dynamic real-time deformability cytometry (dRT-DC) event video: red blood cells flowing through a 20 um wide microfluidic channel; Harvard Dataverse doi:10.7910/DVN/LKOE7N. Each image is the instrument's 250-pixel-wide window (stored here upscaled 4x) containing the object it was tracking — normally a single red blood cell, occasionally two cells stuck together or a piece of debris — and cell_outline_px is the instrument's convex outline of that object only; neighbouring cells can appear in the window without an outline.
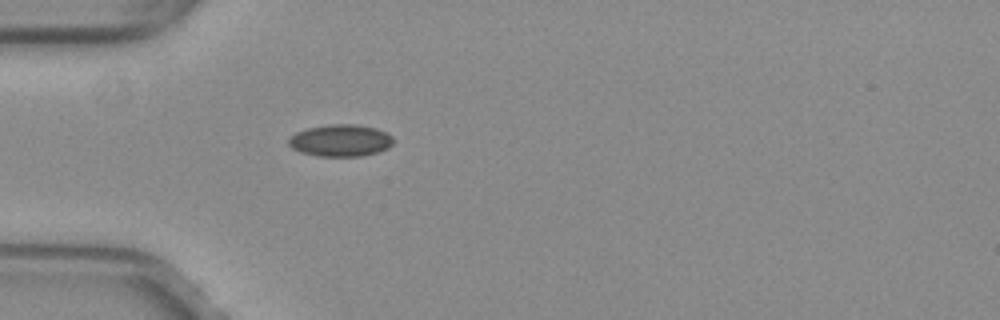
{"species": "common noctule bat (a hibernating species)", "species_latin": "Nyctalus noctula", "temperature_condition": "warm", "stored_images_in_passage": 37, "camera_frame_rate_fps": 3000, "um_per_image_px": 0.085, "animal": {"sex": "female", "body_mass_g": 29.2, "forearm_length_mm": 56.3}, "frame": {"image": 1, "passage_image": 1, "time_ms": 0.0, "image_size_px": [1000, 320], "cell_outline_px": [[392, 144], [388, 148], [376, 152], [360, 156], [320, 156], [300, 152], [292, 148], [288, 144], [288, 136], [296, 132], [308, 128], [328, 124], [356, 124], [376, 128], [388, 132], [392, 136]], "centroid_in_image_um": [28.93, 11.93], "position_along_channel_um": 56.1, "area_um2": 19.59}}
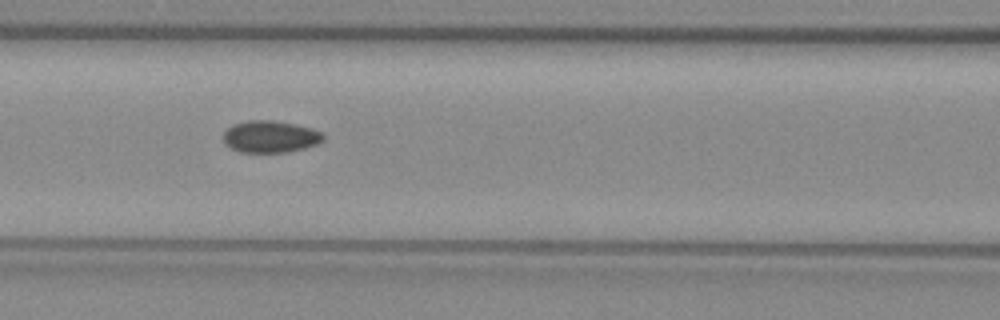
{"frame": {"image": 2, "passage_image": 8, "time_ms": 2.333, "image_size_px": [1000, 320], "cell_outline_px": [[324, 140], [316, 144], [304, 148], [288, 152], [240, 152], [224, 144], [224, 132], [232, 124], [248, 120], [272, 120], [312, 128], [320, 132], [324, 136]], "centroid_in_image_um": [22.95, 11.61], "position_along_channel_um": 143.6, "area_um2": 18.5}}
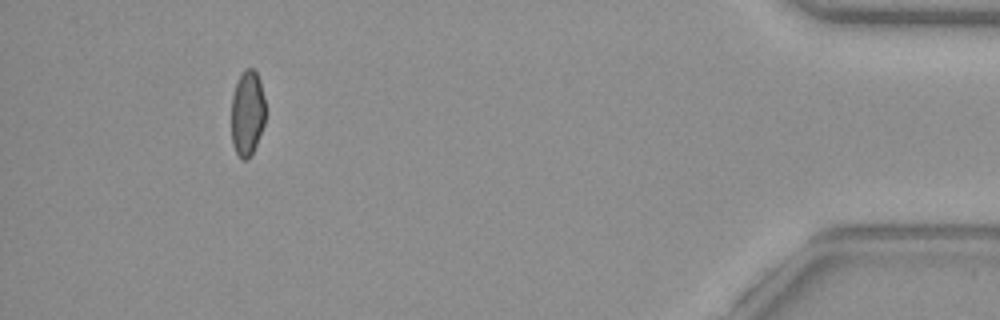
{"frame": {"image": 3, "passage_image": 33, "time_ms": 10.667, "image_size_px": [1000, 320], "cell_outline_px": [[264, 124], [256, 144], [248, 160], [244, 160], [236, 152], [232, 144], [232, 96], [236, 84], [244, 68], [252, 68], [256, 72], [260, 80], [264, 96]], "centroid_in_image_um": [21.02, 9.6], "position_along_channel_um": 414.2, "area_um2": 16.76}, "authors_computed_cell_mechanics": {"area_um2": 18.1492, "velocity_mm_per_s": 4.036, "shape_relaxation_time_tau1_ms": null, "shape_relaxation_time_tau2_ms": 2.0816, "deformation_change_tau1": null, "deformation_change_tau2": 0.0639}}